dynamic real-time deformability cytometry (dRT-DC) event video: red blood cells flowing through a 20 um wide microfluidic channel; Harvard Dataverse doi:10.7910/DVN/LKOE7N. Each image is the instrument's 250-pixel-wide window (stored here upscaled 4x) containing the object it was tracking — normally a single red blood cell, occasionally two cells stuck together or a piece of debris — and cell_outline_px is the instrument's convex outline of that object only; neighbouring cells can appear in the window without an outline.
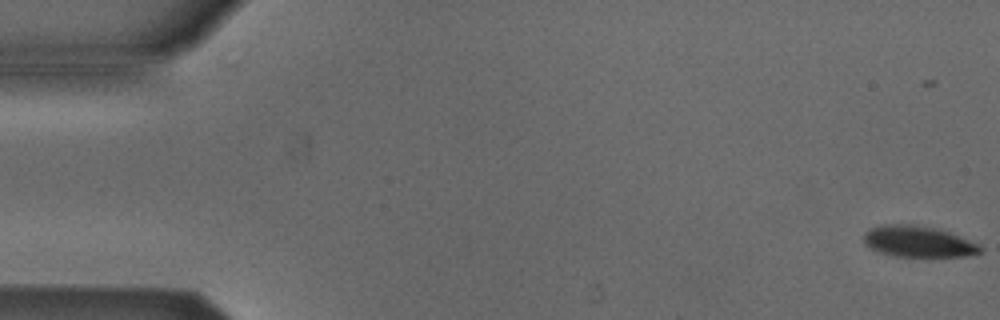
{"species": "Egyptian fruit bat (a non-hibernating species)", "species_latin": "Rousettus aegyptiacus", "temperature_condition": "cold", "stored_images_in_passage": 6, "segment_of_instrument_passage": [1, 2], "camera_frame_rate_fps": 3000, "um_per_image_px": 0.085, "animal": {"sex": "male"}, "frame": {"image": 1, "passage_image": 1, "time_ms": 0.0, "image_size_px": [1000, 320], "cell_outline_px": [[980, 252], [964, 256], [892, 256], [880, 252], [864, 244], [864, 232], [872, 228], [884, 224], [916, 224], [948, 232], [980, 244]], "centroid_in_image_um": [78.01, 20.52], "position_along_channel_um": 7.0, "area_um2": 20.81}}
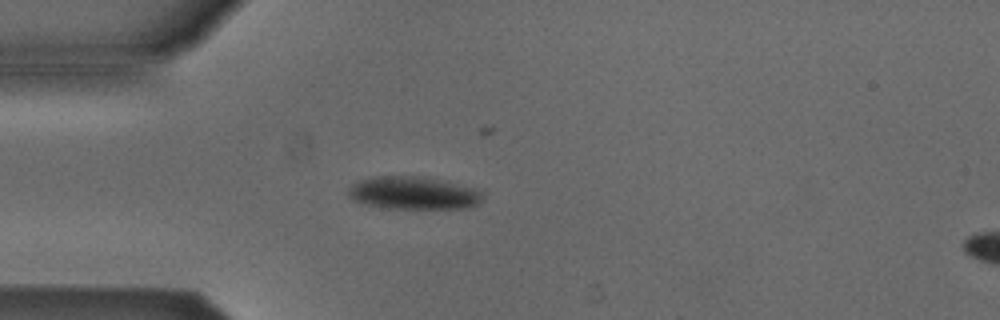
{"frame": {"image": 2, "passage_image": 5, "time_ms": 1.333, "image_size_px": [1000, 320], "cell_outline_px": [[484, 200], [480, 204], [468, 208], [388, 208], [364, 204], [352, 200], [344, 192], [352, 184], [360, 180], [372, 176], [416, 176], [476, 188], [484, 192]], "centroid_in_image_um": [35.12, 16.42], "position_along_channel_um": 49.9, "area_um2": 25.84}}